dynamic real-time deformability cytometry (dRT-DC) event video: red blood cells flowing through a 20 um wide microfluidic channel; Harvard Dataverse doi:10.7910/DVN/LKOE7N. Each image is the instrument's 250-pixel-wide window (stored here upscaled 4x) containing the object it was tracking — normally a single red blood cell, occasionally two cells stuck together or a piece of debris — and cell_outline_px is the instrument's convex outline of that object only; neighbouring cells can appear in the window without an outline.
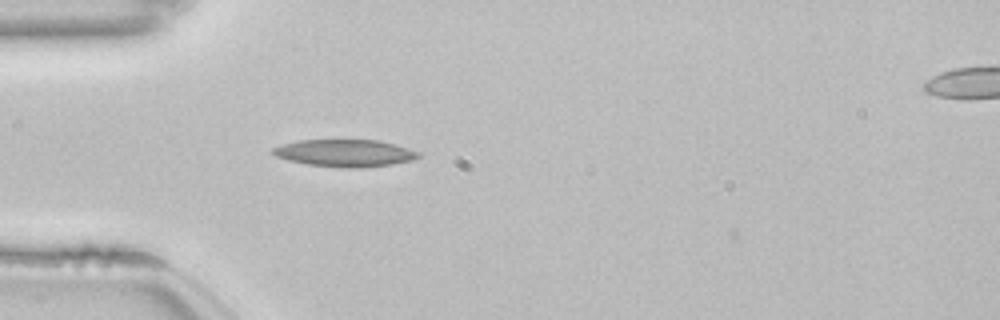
{"species": "common noctule bat (a hibernating species)", "species_latin": "Nyctalus noctula", "temperature_condition": "room temperature", "stored_images_in_passage": 2, "camera_frame_rate_fps": 3000, "um_per_image_px": 0.085, "animal": {"sex": "female", "body_mass_g": 22.7, "forearm_length_mm": 54.2}, "frame": {"image": 1, "passage_image": 1, "time_ms": 0.0, "image_size_px": [1000, 320], "cell_outline_px": [[420, 156], [412, 160], [392, 164], [360, 168], [344, 168], [308, 164], [288, 160], [276, 156], [272, 152], [272, 148], [284, 144], [300, 140], [380, 140], [408, 148], [420, 152]], "centroid_in_image_um": [29.34, 13.01], "position_along_channel_um": 55.7, "area_um2": 22.95}}